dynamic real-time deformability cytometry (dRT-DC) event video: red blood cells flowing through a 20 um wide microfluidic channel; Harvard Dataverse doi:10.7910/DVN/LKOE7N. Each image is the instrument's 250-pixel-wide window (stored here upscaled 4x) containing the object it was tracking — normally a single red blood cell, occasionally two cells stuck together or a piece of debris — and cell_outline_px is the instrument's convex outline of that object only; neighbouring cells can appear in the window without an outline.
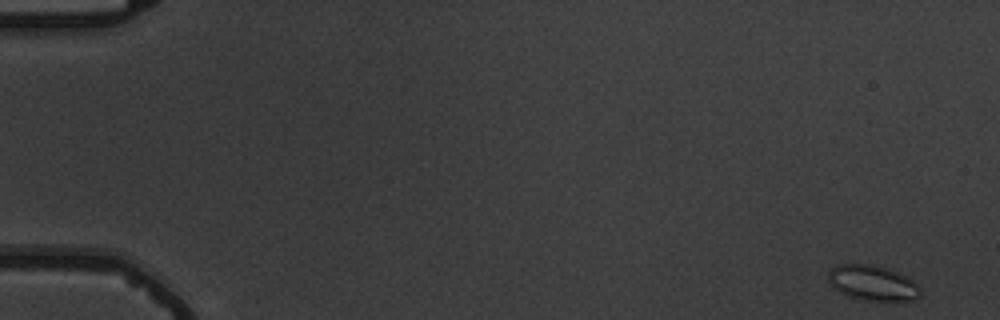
{"species": "common noctule bat (a hibernating species)", "species_latin": "Nyctalus noctula", "temperature_condition": "warm", "stored_images_in_passage": 10, "camera_frame_rate_fps": 3000, "um_per_image_px": 0.085, "animal": {"sex": "male", "body_mass_g": 19.5, "forearm_length_mm": 54.6}, "frame": {"image": 1, "passage_image": 1, "time_ms": 0.0, "image_size_px": [1000, 320], "cell_outline_px": [[920, 296], [916, 300], [888, 304], [860, 300], [848, 296], [840, 292], [828, 280], [828, 272], [836, 264], [872, 264], [896, 272], [912, 280], [920, 288]], "centroid_in_image_um": [74.21, 24.12], "position_along_channel_um": 10.8, "area_um2": 19.48}}
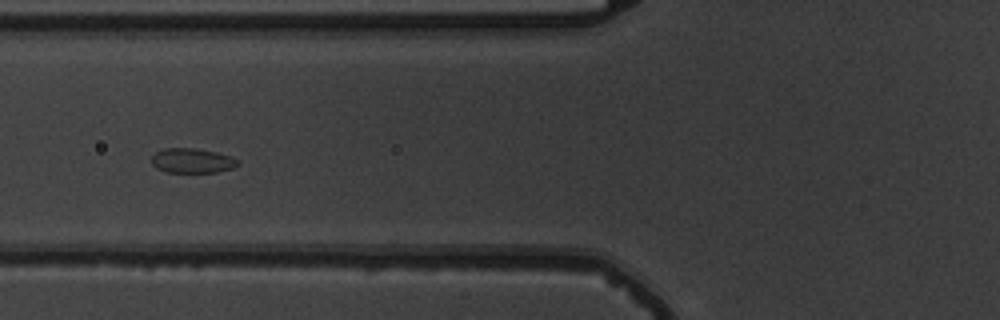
{"frame": {"image": 2, "passage_image": 7, "time_ms": 7.0, "image_size_px": [1000, 320], "cell_outline_px": [[240, 164], [232, 168], [216, 172], [168, 172], [156, 168], [152, 164], [152, 156], [156, 152], [164, 148], [192, 148], [216, 152], [240, 160]], "centroid_in_image_um": [16.33, 13.66], "position_along_channel_um": 109.5, "area_um2": 12.31}}
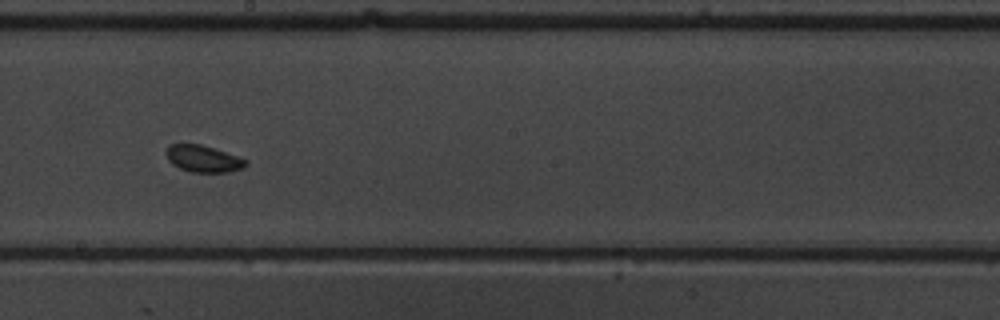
{"frame": {"image": 3, "passage_image": 10, "time_ms": 10.333, "image_size_px": [1000, 320], "cell_outline_px": [[248, 164], [244, 168], [228, 172], [192, 172], [180, 168], [172, 164], [168, 160], [168, 144], [200, 144], [248, 160]], "centroid_in_image_um": [17.3, 13.5], "position_along_channel_um": 230.9, "area_um2": 12.2}}